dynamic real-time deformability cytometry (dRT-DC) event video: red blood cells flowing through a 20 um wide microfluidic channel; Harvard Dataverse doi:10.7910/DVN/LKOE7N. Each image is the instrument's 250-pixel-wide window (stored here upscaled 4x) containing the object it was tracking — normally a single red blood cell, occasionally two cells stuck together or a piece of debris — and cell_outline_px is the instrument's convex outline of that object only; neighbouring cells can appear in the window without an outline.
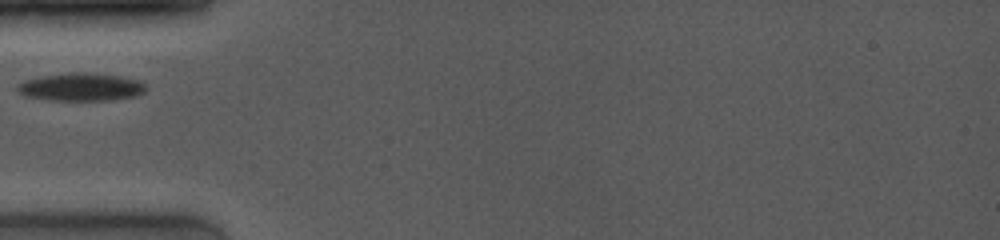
{"species": "common noctule bat (a hibernating species)", "species_latin": "Nyctalus noctula", "temperature_condition": "room temperature", "stored_images_in_passage": 36, "camera_frame_rate_fps": 4000, "um_per_image_px": 0.085, "animal": {"sex": "female", "body_mass_g": 19.0, "forearm_length_mm": 53.3}, "frame": {"image": 1, "passage_image": 1, "time_ms": 0.0, "image_size_px": [1000, 240], "cell_outline_px": [[144, 92], [136, 96], [108, 100], [48, 100], [24, 96], [16, 88], [24, 80], [40, 76], [68, 72], [84, 72], [120, 76], [140, 80], [144, 84]], "centroid_in_image_um": [6.87, 7.39], "position_along_channel_um": 78.1, "area_um2": 20.87}}
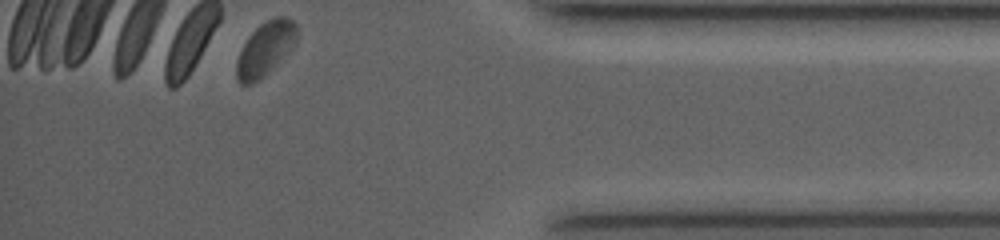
{"frame": {"image": 2, "passage_image": 36, "time_ms": 9.0, "image_size_px": [1000, 240], "cell_outline_px": [[296, 40], [252, 84], [240, 84], [236, 80], [236, 60], [248, 36], [260, 24], [276, 16], [288, 16], [296, 24]], "centroid_in_image_um": [22.48, 4.08], "position_along_channel_um": 412.7, "area_um2": 17.74}}